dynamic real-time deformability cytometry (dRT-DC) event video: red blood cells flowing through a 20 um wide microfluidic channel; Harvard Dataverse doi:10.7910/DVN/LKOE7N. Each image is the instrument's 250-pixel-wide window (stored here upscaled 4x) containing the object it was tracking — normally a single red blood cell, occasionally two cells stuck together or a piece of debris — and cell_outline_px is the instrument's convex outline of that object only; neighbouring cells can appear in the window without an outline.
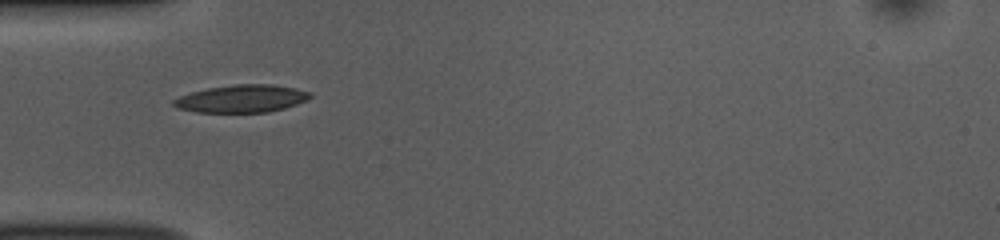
{"species": "common noctule bat (a hibernating species)", "species_latin": "Nyctalus noctula", "temperature_condition": "room temperature", "stored_images_in_passage": 37, "camera_frame_rate_fps": 3000, "um_per_image_px": 0.085, "animal": {"sex": "female", "body_mass_g": 10.0, "forearm_length_mm": 53.1}, "frame": {"image": 1, "passage_image": 1, "time_ms": 0.0, "image_size_px": [1000, 240], "cell_outline_px": [[312, 96], [308, 100], [284, 108], [268, 112], [196, 112], [176, 108], [172, 104], [172, 100], [180, 96], [192, 92], [208, 88], [232, 84], [272, 84], [296, 88], [312, 92]], "centroid_in_image_um": [20.56, 8.38], "position_along_channel_um": 64.4, "area_um2": 22.08}}
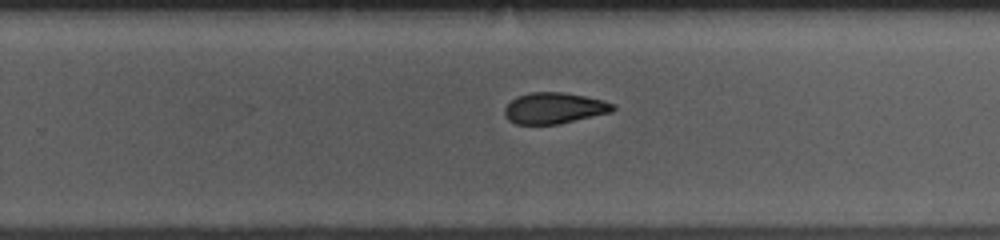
{"frame": {"image": 2, "passage_image": 18, "time_ms": 5.667, "image_size_px": [1000, 240], "cell_outline_px": [[616, 108], [612, 112], [560, 124], [516, 124], [508, 120], [504, 112], [504, 108], [516, 96], [528, 92], [564, 92], [604, 100], [612, 104]], "centroid_in_image_um": [47.1, 9.19], "position_along_channel_um": 282.7, "area_um2": 19.71}}
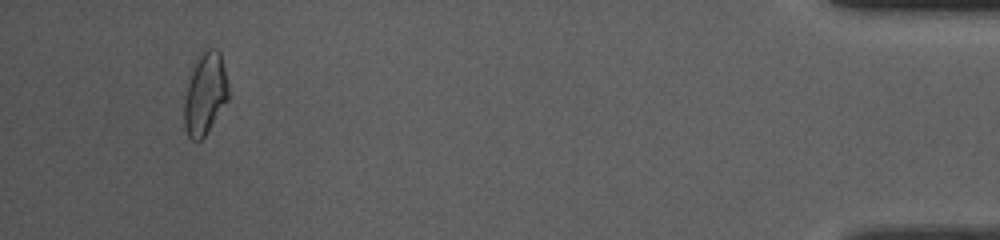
{"frame": {"image": 3, "passage_image": 34, "time_ms": 11.0, "image_size_px": [1000, 240], "cell_outline_px": [[228, 100], [204, 136], [200, 140], [192, 140], [188, 136], [184, 128], [184, 100], [188, 84], [196, 56], [204, 48], [216, 48], [220, 52], [228, 80]], "centroid_in_image_um": [17.43, 7.92], "position_along_channel_um": 417.8, "area_um2": 21.21}, "authors_computed_cell_mechanics": {"area_um2": 20.519, "velocity_mm_per_s": 3.8597, "shape_relaxation_time_tau1_ms": 9.8042, "shape_relaxation_time_tau2_ms": 3.9704, "deformation_change_tau1": 0.2349, "deformation_change_tau2": 0.0995}}